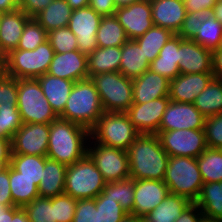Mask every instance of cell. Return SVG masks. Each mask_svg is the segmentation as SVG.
<instances>
[{
    "label": "cell",
    "mask_w": 222,
    "mask_h": 222,
    "mask_svg": "<svg viewBox=\"0 0 222 222\" xmlns=\"http://www.w3.org/2000/svg\"><path fill=\"white\" fill-rule=\"evenodd\" d=\"M203 216L202 211L196 203H191L175 222H198Z\"/></svg>",
    "instance_id": "53"
},
{
    "label": "cell",
    "mask_w": 222,
    "mask_h": 222,
    "mask_svg": "<svg viewBox=\"0 0 222 222\" xmlns=\"http://www.w3.org/2000/svg\"><path fill=\"white\" fill-rule=\"evenodd\" d=\"M29 19L30 17L19 8L3 13L0 20V55L5 57L17 48Z\"/></svg>",
    "instance_id": "23"
},
{
    "label": "cell",
    "mask_w": 222,
    "mask_h": 222,
    "mask_svg": "<svg viewBox=\"0 0 222 222\" xmlns=\"http://www.w3.org/2000/svg\"><path fill=\"white\" fill-rule=\"evenodd\" d=\"M193 104L205 117L222 113V80L213 78Z\"/></svg>",
    "instance_id": "33"
},
{
    "label": "cell",
    "mask_w": 222,
    "mask_h": 222,
    "mask_svg": "<svg viewBox=\"0 0 222 222\" xmlns=\"http://www.w3.org/2000/svg\"><path fill=\"white\" fill-rule=\"evenodd\" d=\"M195 203L204 216L222 220V181L204 183Z\"/></svg>",
    "instance_id": "31"
},
{
    "label": "cell",
    "mask_w": 222,
    "mask_h": 222,
    "mask_svg": "<svg viewBox=\"0 0 222 222\" xmlns=\"http://www.w3.org/2000/svg\"><path fill=\"white\" fill-rule=\"evenodd\" d=\"M5 72L4 57L0 55V76Z\"/></svg>",
    "instance_id": "66"
},
{
    "label": "cell",
    "mask_w": 222,
    "mask_h": 222,
    "mask_svg": "<svg viewBox=\"0 0 222 222\" xmlns=\"http://www.w3.org/2000/svg\"><path fill=\"white\" fill-rule=\"evenodd\" d=\"M20 208L15 205L0 204V222H14V214Z\"/></svg>",
    "instance_id": "55"
},
{
    "label": "cell",
    "mask_w": 222,
    "mask_h": 222,
    "mask_svg": "<svg viewBox=\"0 0 222 222\" xmlns=\"http://www.w3.org/2000/svg\"><path fill=\"white\" fill-rule=\"evenodd\" d=\"M140 132L130 122L126 112H104L90 129L93 142L127 151Z\"/></svg>",
    "instance_id": "5"
},
{
    "label": "cell",
    "mask_w": 222,
    "mask_h": 222,
    "mask_svg": "<svg viewBox=\"0 0 222 222\" xmlns=\"http://www.w3.org/2000/svg\"><path fill=\"white\" fill-rule=\"evenodd\" d=\"M213 17L222 24V0H217L212 8Z\"/></svg>",
    "instance_id": "59"
},
{
    "label": "cell",
    "mask_w": 222,
    "mask_h": 222,
    "mask_svg": "<svg viewBox=\"0 0 222 222\" xmlns=\"http://www.w3.org/2000/svg\"><path fill=\"white\" fill-rule=\"evenodd\" d=\"M89 139V129L58 117L50 123L46 157L66 166L72 165L87 154Z\"/></svg>",
    "instance_id": "1"
},
{
    "label": "cell",
    "mask_w": 222,
    "mask_h": 222,
    "mask_svg": "<svg viewBox=\"0 0 222 222\" xmlns=\"http://www.w3.org/2000/svg\"><path fill=\"white\" fill-rule=\"evenodd\" d=\"M96 35L97 45L100 48L122 46L129 40L115 15L102 17Z\"/></svg>",
    "instance_id": "34"
},
{
    "label": "cell",
    "mask_w": 222,
    "mask_h": 222,
    "mask_svg": "<svg viewBox=\"0 0 222 222\" xmlns=\"http://www.w3.org/2000/svg\"><path fill=\"white\" fill-rule=\"evenodd\" d=\"M204 133L207 147L219 149L222 145V113L205 118Z\"/></svg>",
    "instance_id": "47"
},
{
    "label": "cell",
    "mask_w": 222,
    "mask_h": 222,
    "mask_svg": "<svg viewBox=\"0 0 222 222\" xmlns=\"http://www.w3.org/2000/svg\"><path fill=\"white\" fill-rule=\"evenodd\" d=\"M213 17L212 10H201L196 12H187L183 24L177 33L182 39L193 40L198 32V29L203 22H206Z\"/></svg>",
    "instance_id": "44"
},
{
    "label": "cell",
    "mask_w": 222,
    "mask_h": 222,
    "mask_svg": "<svg viewBox=\"0 0 222 222\" xmlns=\"http://www.w3.org/2000/svg\"><path fill=\"white\" fill-rule=\"evenodd\" d=\"M102 17L90 6L72 11L68 27L77 38L78 50L87 56L98 47L96 34Z\"/></svg>",
    "instance_id": "12"
},
{
    "label": "cell",
    "mask_w": 222,
    "mask_h": 222,
    "mask_svg": "<svg viewBox=\"0 0 222 222\" xmlns=\"http://www.w3.org/2000/svg\"><path fill=\"white\" fill-rule=\"evenodd\" d=\"M23 209L26 211L30 222H56L55 220V197L35 198L26 204Z\"/></svg>",
    "instance_id": "39"
},
{
    "label": "cell",
    "mask_w": 222,
    "mask_h": 222,
    "mask_svg": "<svg viewBox=\"0 0 222 222\" xmlns=\"http://www.w3.org/2000/svg\"><path fill=\"white\" fill-rule=\"evenodd\" d=\"M101 194L114 198L127 213L133 214L134 179L107 182Z\"/></svg>",
    "instance_id": "38"
},
{
    "label": "cell",
    "mask_w": 222,
    "mask_h": 222,
    "mask_svg": "<svg viewBox=\"0 0 222 222\" xmlns=\"http://www.w3.org/2000/svg\"><path fill=\"white\" fill-rule=\"evenodd\" d=\"M3 11L2 10H0V20H1V17H2V15H3Z\"/></svg>",
    "instance_id": "69"
},
{
    "label": "cell",
    "mask_w": 222,
    "mask_h": 222,
    "mask_svg": "<svg viewBox=\"0 0 222 222\" xmlns=\"http://www.w3.org/2000/svg\"><path fill=\"white\" fill-rule=\"evenodd\" d=\"M87 154L93 160L106 182L130 178L127 151L91 142L90 139L88 141Z\"/></svg>",
    "instance_id": "10"
},
{
    "label": "cell",
    "mask_w": 222,
    "mask_h": 222,
    "mask_svg": "<svg viewBox=\"0 0 222 222\" xmlns=\"http://www.w3.org/2000/svg\"><path fill=\"white\" fill-rule=\"evenodd\" d=\"M153 24L177 34L187 11L183 0H150Z\"/></svg>",
    "instance_id": "22"
},
{
    "label": "cell",
    "mask_w": 222,
    "mask_h": 222,
    "mask_svg": "<svg viewBox=\"0 0 222 222\" xmlns=\"http://www.w3.org/2000/svg\"><path fill=\"white\" fill-rule=\"evenodd\" d=\"M214 78L222 80V53H213V71Z\"/></svg>",
    "instance_id": "57"
},
{
    "label": "cell",
    "mask_w": 222,
    "mask_h": 222,
    "mask_svg": "<svg viewBox=\"0 0 222 222\" xmlns=\"http://www.w3.org/2000/svg\"><path fill=\"white\" fill-rule=\"evenodd\" d=\"M180 36L173 35L161 48L158 56L150 63L149 70L173 80L179 72Z\"/></svg>",
    "instance_id": "25"
},
{
    "label": "cell",
    "mask_w": 222,
    "mask_h": 222,
    "mask_svg": "<svg viewBox=\"0 0 222 222\" xmlns=\"http://www.w3.org/2000/svg\"><path fill=\"white\" fill-rule=\"evenodd\" d=\"M10 191L15 206L23 208L39 197L38 187L9 164Z\"/></svg>",
    "instance_id": "32"
},
{
    "label": "cell",
    "mask_w": 222,
    "mask_h": 222,
    "mask_svg": "<svg viewBox=\"0 0 222 222\" xmlns=\"http://www.w3.org/2000/svg\"><path fill=\"white\" fill-rule=\"evenodd\" d=\"M48 32L34 19L30 18L23 29L16 49L34 50L47 41Z\"/></svg>",
    "instance_id": "41"
},
{
    "label": "cell",
    "mask_w": 222,
    "mask_h": 222,
    "mask_svg": "<svg viewBox=\"0 0 222 222\" xmlns=\"http://www.w3.org/2000/svg\"><path fill=\"white\" fill-rule=\"evenodd\" d=\"M156 135L169 156L197 158L207 148L204 129L158 131Z\"/></svg>",
    "instance_id": "11"
},
{
    "label": "cell",
    "mask_w": 222,
    "mask_h": 222,
    "mask_svg": "<svg viewBox=\"0 0 222 222\" xmlns=\"http://www.w3.org/2000/svg\"><path fill=\"white\" fill-rule=\"evenodd\" d=\"M99 222H120L127 212L110 196L101 193L95 198Z\"/></svg>",
    "instance_id": "42"
},
{
    "label": "cell",
    "mask_w": 222,
    "mask_h": 222,
    "mask_svg": "<svg viewBox=\"0 0 222 222\" xmlns=\"http://www.w3.org/2000/svg\"><path fill=\"white\" fill-rule=\"evenodd\" d=\"M76 204L77 199H74L65 193L55 196L56 222H72L76 210Z\"/></svg>",
    "instance_id": "48"
},
{
    "label": "cell",
    "mask_w": 222,
    "mask_h": 222,
    "mask_svg": "<svg viewBox=\"0 0 222 222\" xmlns=\"http://www.w3.org/2000/svg\"><path fill=\"white\" fill-rule=\"evenodd\" d=\"M18 7L21 5L23 0H12Z\"/></svg>",
    "instance_id": "68"
},
{
    "label": "cell",
    "mask_w": 222,
    "mask_h": 222,
    "mask_svg": "<svg viewBox=\"0 0 222 222\" xmlns=\"http://www.w3.org/2000/svg\"><path fill=\"white\" fill-rule=\"evenodd\" d=\"M114 15L129 40L142 36L154 25L150 0H140L131 5L119 7Z\"/></svg>",
    "instance_id": "14"
},
{
    "label": "cell",
    "mask_w": 222,
    "mask_h": 222,
    "mask_svg": "<svg viewBox=\"0 0 222 222\" xmlns=\"http://www.w3.org/2000/svg\"><path fill=\"white\" fill-rule=\"evenodd\" d=\"M120 62L121 46L97 47L87 56L89 78L97 74L119 72Z\"/></svg>",
    "instance_id": "28"
},
{
    "label": "cell",
    "mask_w": 222,
    "mask_h": 222,
    "mask_svg": "<svg viewBox=\"0 0 222 222\" xmlns=\"http://www.w3.org/2000/svg\"><path fill=\"white\" fill-rule=\"evenodd\" d=\"M66 169L65 164L45 158V167L38 186L39 197L52 198L64 194Z\"/></svg>",
    "instance_id": "26"
},
{
    "label": "cell",
    "mask_w": 222,
    "mask_h": 222,
    "mask_svg": "<svg viewBox=\"0 0 222 222\" xmlns=\"http://www.w3.org/2000/svg\"><path fill=\"white\" fill-rule=\"evenodd\" d=\"M164 183L171 194L186 197L192 203L198 199L204 184L197 158L169 156Z\"/></svg>",
    "instance_id": "4"
},
{
    "label": "cell",
    "mask_w": 222,
    "mask_h": 222,
    "mask_svg": "<svg viewBox=\"0 0 222 222\" xmlns=\"http://www.w3.org/2000/svg\"><path fill=\"white\" fill-rule=\"evenodd\" d=\"M175 35L171 30L153 25L142 36L135 39L140 45L149 63L159 54L166 42Z\"/></svg>",
    "instance_id": "35"
},
{
    "label": "cell",
    "mask_w": 222,
    "mask_h": 222,
    "mask_svg": "<svg viewBox=\"0 0 222 222\" xmlns=\"http://www.w3.org/2000/svg\"><path fill=\"white\" fill-rule=\"evenodd\" d=\"M113 1L115 4V7L119 8V7L131 5L132 3L138 2L140 0H113Z\"/></svg>",
    "instance_id": "63"
},
{
    "label": "cell",
    "mask_w": 222,
    "mask_h": 222,
    "mask_svg": "<svg viewBox=\"0 0 222 222\" xmlns=\"http://www.w3.org/2000/svg\"><path fill=\"white\" fill-rule=\"evenodd\" d=\"M0 204L14 205L9 181V165L0 173Z\"/></svg>",
    "instance_id": "51"
},
{
    "label": "cell",
    "mask_w": 222,
    "mask_h": 222,
    "mask_svg": "<svg viewBox=\"0 0 222 222\" xmlns=\"http://www.w3.org/2000/svg\"><path fill=\"white\" fill-rule=\"evenodd\" d=\"M198 222H222V220L213 219L207 216H202Z\"/></svg>",
    "instance_id": "64"
},
{
    "label": "cell",
    "mask_w": 222,
    "mask_h": 222,
    "mask_svg": "<svg viewBox=\"0 0 222 222\" xmlns=\"http://www.w3.org/2000/svg\"><path fill=\"white\" fill-rule=\"evenodd\" d=\"M107 182L88 154L67 166L64 193L74 199L96 198Z\"/></svg>",
    "instance_id": "6"
},
{
    "label": "cell",
    "mask_w": 222,
    "mask_h": 222,
    "mask_svg": "<svg viewBox=\"0 0 222 222\" xmlns=\"http://www.w3.org/2000/svg\"><path fill=\"white\" fill-rule=\"evenodd\" d=\"M19 7L12 0H0V10L3 12H11Z\"/></svg>",
    "instance_id": "58"
},
{
    "label": "cell",
    "mask_w": 222,
    "mask_h": 222,
    "mask_svg": "<svg viewBox=\"0 0 222 222\" xmlns=\"http://www.w3.org/2000/svg\"><path fill=\"white\" fill-rule=\"evenodd\" d=\"M130 178L164 180L169 155L156 134L141 133L127 149Z\"/></svg>",
    "instance_id": "2"
},
{
    "label": "cell",
    "mask_w": 222,
    "mask_h": 222,
    "mask_svg": "<svg viewBox=\"0 0 222 222\" xmlns=\"http://www.w3.org/2000/svg\"><path fill=\"white\" fill-rule=\"evenodd\" d=\"M120 222H144L143 217L127 213Z\"/></svg>",
    "instance_id": "62"
},
{
    "label": "cell",
    "mask_w": 222,
    "mask_h": 222,
    "mask_svg": "<svg viewBox=\"0 0 222 222\" xmlns=\"http://www.w3.org/2000/svg\"><path fill=\"white\" fill-rule=\"evenodd\" d=\"M104 113L99 93L90 78L75 82L66 102L61 119L91 129Z\"/></svg>",
    "instance_id": "3"
},
{
    "label": "cell",
    "mask_w": 222,
    "mask_h": 222,
    "mask_svg": "<svg viewBox=\"0 0 222 222\" xmlns=\"http://www.w3.org/2000/svg\"><path fill=\"white\" fill-rule=\"evenodd\" d=\"M14 222H30L26 211L23 208H20L14 214Z\"/></svg>",
    "instance_id": "61"
},
{
    "label": "cell",
    "mask_w": 222,
    "mask_h": 222,
    "mask_svg": "<svg viewBox=\"0 0 222 222\" xmlns=\"http://www.w3.org/2000/svg\"><path fill=\"white\" fill-rule=\"evenodd\" d=\"M17 108L23 123L50 124L58 118L37 78L18 79Z\"/></svg>",
    "instance_id": "9"
},
{
    "label": "cell",
    "mask_w": 222,
    "mask_h": 222,
    "mask_svg": "<svg viewBox=\"0 0 222 222\" xmlns=\"http://www.w3.org/2000/svg\"><path fill=\"white\" fill-rule=\"evenodd\" d=\"M169 102V97H162L143 104L133 103L126 114L140 134H156Z\"/></svg>",
    "instance_id": "15"
},
{
    "label": "cell",
    "mask_w": 222,
    "mask_h": 222,
    "mask_svg": "<svg viewBox=\"0 0 222 222\" xmlns=\"http://www.w3.org/2000/svg\"><path fill=\"white\" fill-rule=\"evenodd\" d=\"M99 93L104 112H126L133 104V81L120 72L90 77Z\"/></svg>",
    "instance_id": "8"
},
{
    "label": "cell",
    "mask_w": 222,
    "mask_h": 222,
    "mask_svg": "<svg viewBox=\"0 0 222 222\" xmlns=\"http://www.w3.org/2000/svg\"><path fill=\"white\" fill-rule=\"evenodd\" d=\"M73 9L66 0H54L34 19L47 31L69 25Z\"/></svg>",
    "instance_id": "30"
},
{
    "label": "cell",
    "mask_w": 222,
    "mask_h": 222,
    "mask_svg": "<svg viewBox=\"0 0 222 222\" xmlns=\"http://www.w3.org/2000/svg\"><path fill=\"white\" fill-rule=\"evenodd\" d=\"M147 60L140 45L135 40H128L121 46V62L119 72L128 78L141 76L149 69Z\"/></svg>",
    "instance_id": "27"
},
{
    "label": "cell",
    "mask_w": 222,
    "mask_h": 222,
    "mask_svg": "<svg viewBox=\"0 0 222 222\" xmlns=\"http://www.w3.org/2000/svg\"><path fill=\"white\" fill-rule=\"evenodd\" d=\"M180 74L212 73L213 52L193 40L180 37Z\"/></svg>",
    "instance_id": "19"
},
{
    "label": "cell",
    "mask_w": 222,
    "mask_h": 222,
    "mask_svg": "<svg viewBox=\"0 0 222 222\" xmlns=\"http://www.w3.org/2000/svg\"><path fill=\"white\" fill-rule=\"evenodd\" d=\"M197 163L204 183L222 181V151L207 147L197 157Z\"/></svg>",
    "instance_id": "37"
},
{
    "label": "cell",
    "mask_w": 222,
    "mask_h": 222,
    "mask_svg": "<svg viewBox=\"0 0 222 222\" xmlns=\"http://www.w3.org/2000/svg\"><path fill=\"white\" fill-rule=\"evenodd\" d=\"M11 153V140L0 137V160H10Z\"/></svg>",
    "instance_id": "56"
},
{
    "label": "cell",
    "mask_w": 222,
    "mask_h": 222,
    "mask_svg": "<svg viewBox=\"0 0 222 222\" xmlns=\"http://www.w3.org/2000/svg\"><path fill=\"white\" fill-rule=\"evenodd\" d=\"M22 125L17 107H0V137L12 140Z\"/></svg>",
    "instance_id": "45"
},
{
    "label": "cell",
    "mask_w": 222,
    "mask_h": 222,
    "mask_svg": "<svg viewBox=\"0 0 222 222\" xmlns=\"http://www.w3.org/2000/svg\"><path fill=\"white\" fill-rule=\"evenodd\" d=\"M37 80L52 110L59 116L65 108L75 82L51 76L48 73L37 77Z\"/></svg>",
    "instance_id": "24"
},
{
    "label": "cell",
    "mask_w": 222,
    "mask_h": 222,
    "mask_svg": "<svg viewBox=\"0 0 222 222\" xmlns=\"http://www.w3.org/2000/svg\"><path fill=\"white\" fill-rule=\"evenodd\" d=\"M192 202L186 197L169 195L152 211L143 216L144 222H175Z\"/></svg>",
    "instance_id": "29"
},
{
    "label": "cell",
    "mask_w": 222,
    "mask_h": 222,
    "mask_svg": "<svg viewBox=\"0 0 222 222\" xmlns=\"http://www.w3.org/2000/svg\"><path fill=\"white\" fill-rule=\"evenodd\" d=\"M217 0H183L187 12L212 10Z\"/></svg>",
    "instance_id": "54"
},
{
    "label": "cell",
    "mask_w": 222,
    "mask_h": 222,
    "mask_svg": "<svg viewBox=\"0 0 222 222\" xmlns=\"http://www.w3.org/2000/svg\"><path fill=\"white\" fill-rule=\"evenodd\" d=\"M50 124L23 123L11 140L12 153L47 156Z\"/></svg>",
    "instance_id": "13"
},
{
    "label": "cell",
    "mask_w": 222,
    "mask_h": 222,
    "mask_svg": "<svg viewBox=\"0 0 222 222\" xmlns=\"http://www.w3.org/2000/svg\"><path fill=\"white\" fill-rule=\"evenodd\" d=\"M133 103L143 104L162 97H169L170 80L158 73L146 70L133 78Z\"/></svg>",
    "instance_id": "21"
},
{
    "label": "cell",
    "mask_w": 222,
    "mask_h": 222,
    "mask_svg": "<svg viewBox=\"0 0 222 222\" xmlns=\"http://www.w3.org/2000/svg\"><path fill=\"white\" fill-rule=\"evenodd\" d=\"M72 222H99L95 198L77 200Z\"/></svg>",
    "instance_id": "49"
},
{
    "label": "cell",
    "mask_w": 222,
    "mask_h": 222,
    "mask_svg": "<svg viewBox=\"0 0 222 222\" xmlns=\"http://www.w3.org/2000/svg\"><path fill=\"white\" fill-rule=\"evenodd\" d=\"M54 0H23L19 9L25 12L30 18H34Z\"/></svg>",
    "instance_id": "50"
},
{
    "label": "cell",
    "mask_w": 222,
    "mask_h": 222,
    "mask_svg": "<svg viewBox=\"0 0 222 222\" xmlns=\"http://www.w3.org/2000/svg\"><path fill=\"white\" fill-rule=\"evenodd\" d=\"M69 6L75 10L89 6L90 0H66Z\"/></svg>",
    "instance_id": "60"
},
{
    "label": "cell",
    "mask_w": 222,
    "mask_h": 222,
    "mask_svg": "<svg viewBox=\"0 0 222 222\" xmlns=\"http://www.w3.org/2000/svg\"><path fill=\"white\" fill-rule=\"evenodd\" d=\"M221 40L222 24L214 17L202 23L196 37L193 39V41L212 52L219 47Z\"/></svg>",
    "instance_id": "40"
},
{
    "label": "cell",
    "mask_w": 222,
    "mask_h": 222,
    "mask_svg": "<svg viewBox=\"0 0 222 222\" xmlns=\"http://www.w3.org/2000/svg\"><path fill=\"white\" fill-rule=\"evenodd\" d=\"M10 164V160H0V173Z\"/></svg>",
    "instance_id": "65"
},
{
    "label": "cell",
    "mask_w": 222,
    "mask_h": 222,
    "mask_svg": "<svg viewBox=\"0 0 222 222\" xmlns=\"http://www.w3.org/2000/svg\"><path fill=\"white\" fill-rule=\"evenodd\" d=\"M45 158L46 156L11 154L10 165L38 187L45 167Z\"/></svg>",
    "instance_id": "36"
},
{
    "label": "cell",
    "mask_w": 222,
    "mask_h": 222,
    "mask_svg": "<svg viewBox=\"0 0 222 222\" xmlns=\"http://www.w3.org/2000/svg\"><path fill=\"white\" fill-rule=\"evenodd\" d=\"M205 116L193 103L169 102L159 127V131L204 129Z\"/></svg>",
    "instance_id": "16"
},
{
    "label": "cell",
    "mask_w": 222,
    "mask_h": 222,
    "mask_svg": "<svg viewBox=\"0 0 222 222\" xmlns=\"http://www.w3.org/2000/svg\"><path fill=\"white\" fill-rule=\"evenodd\" d=\"M213 78V73L179 74L170 80L169 98L175 102L193 103Z\"/></svg>",
    "instance_id": "20"
},
{
    "label": "cell",
    "mask_w": 222,
    "mask_h": 222,
    "mask_svg": "<svg viewBox=\"0 0 222 222\" xmlns=\"http://www.w3.org/2000/svg\"><path fill=\"white\" fill-rule=\"evenodd\" d=\"M18 79L3 72L0 76V107H17Z\"/></svg>",
    "instance_id": "46"
},
{
    "label": "cell",
    "mask_w": 222,
    "mask_h": 222,
    "mask_svg": "<svg viewBox=\"0 0 222 222\" xmlns=\"http://www.w3.org/2000/svg\"><path fill=\"white\" fill-rule=\"evenodd\" d=\"M47 73L74 82L89 78L87 55L79 50L54 53Z\"/></svg>",
    "instance_id": "18"
},
{
    "label": "cell",
    "mask_w": 222,
    "mask_h": 222,
    "mask_svg": "<svg viewBox=\"0 0 222 222\" xmlns=\"http://www.w3.org/2000/svg\"><path fill=\"white\" fill-rule=\"evenodd\" d=\"M47 40L55 53L78 50L77 38L68 26L49 31Z\"/></svg>",
    "instance_id": "43"
},
{
    "label": "cell",
    "mask_w": 222,
    "mask_h": 222,
    "mask_svg": "<svg viewBox=\"0 0 222 222\" xmlns=\"http://www.w3.org/2000/svg\"><path fill=\"white\" fill-rule=\"evenodd\" d=\"M169 193V188L163 180L134 179L133 215L145 216L155 209Z\"/></svg>",
    "instance_id": "17"
},
{
    "label": "cell",
    "mask_w": 222,
    "mask_h": 222,
    "mask_svg": "<svg viewBox=\"0 0 222 222\" xmlns=\"http://www.w3.org/2000/svg\"><path fill=\"white\" fill-rule=\"evenodd\" d=\"M213 53H222V40L219 44V47L215 51H213Z\"/></svg>",
    "instance_id": "67"
},
{
    "label": "cell",
    "mask_w": 222,
    "mask_h": 222,
    "mask_svg": "<svg viewBox=\"0 0 222 222\" xmlns=\"http://www.w3.org/2000/svg\"><path fill=\"white\" fill-rule=\"evenodd\" d=\"M89 6L102 16H112L117 9L113 0H90Z\"/></svg>",
    "instance_id": "52"
},
{
    "label": "cell",
    "mask_w": 222,
    "mask_h": 222,
    "mask_svg": "<svg viewBox=\"0 0 222 222\" xmlns=\"http://www.w3.org/2000/svg\"><path fill=\"white\" fill-rule=\"evenodd\" d=\"M54 53L48 40L34 50H12L4 57L5 72L17 79L37 78L47 73Z\"/></svg>",
    "instance_id": "7"
}]
</instances>
